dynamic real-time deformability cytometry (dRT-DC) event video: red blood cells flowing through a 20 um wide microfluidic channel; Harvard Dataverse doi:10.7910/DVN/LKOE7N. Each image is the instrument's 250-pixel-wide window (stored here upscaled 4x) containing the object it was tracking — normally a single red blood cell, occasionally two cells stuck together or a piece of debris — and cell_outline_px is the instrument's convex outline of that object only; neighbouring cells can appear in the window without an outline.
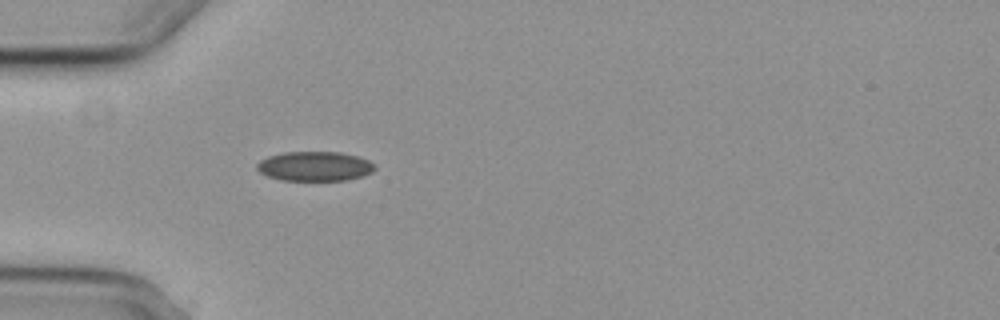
{"species": "common noctule bat (a hibernating species)", "species_latin": "Nyctalus noctula", "temperature_condition": "cold", "stored_images_in_passage": 1, "camera_frame_rate_fps": 3000, "um_per_image_px": 0.085, "animal": {"sex": "female", "body_mass_g": 29.2, "forearm_length_mm": 56.3}, "frame": {"image": 1, "passage_image": 1, "time_ms": 0.0, "image_size_px": [1000, 320], "cell_outline_px": [[376, 168], [372, 172], [360, 176], [344, 180], [284, 180], [268, 176], [260, 172], [256, 168], [256, 164], [260, 160], [268, 156], [284, 152], [340, 152], [356, 156], [368, 160]], "centroid_in_image_um": [26.72, 14.12], "position_along_channel_um": 58.3, "area_um2": 20.06}}